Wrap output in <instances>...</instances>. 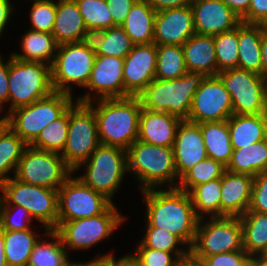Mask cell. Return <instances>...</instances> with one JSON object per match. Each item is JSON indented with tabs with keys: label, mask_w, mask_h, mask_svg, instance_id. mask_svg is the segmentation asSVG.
<instances>
[{
	"label": "cell",
	"mask_w": 267,
	"mask_h": 266,
	"mask_svg": "<svg viewBox=\"0 0 267 266\" xmlns=\"http://www.w3.org/2000/svg\"><path fill=\"white\" fill-rule=\"evenodd\" d=\"M87 103L94 111L97 120L100 144L119 147L124 150L137 140L141 102L138 96L97 99Z\"/></svg>",
	"instance_id": "2"
},
{
	"label": "cell",
	"mask_w": 267,
	"mask_h": 266,
	"mask_svg": "<svg viewBox=\"0 0 267 266\" xmlns=\"http://www.w3.org/2000/svg\"><path fill=\"white\" fill-rule=\"evenodd\" d=\"M221 178L193 187L188 193L199 219L221 217ZM204 214V215H203Z\"/></svg>",
	"instance_id": "35"
},
{
	"label": "cell",
	"mask_w": 267,
	"mask_h": 266,
	"mask_svg": "<svg viewBox=\"0 0 267 266\" xmlns=\"http://www.w3.org/2000/svg\"><path fill=\"white\" fill-rule=\"evenodd\" d=\"M264 116H265V119L267 120V91H266V96H265V110H264Z\"/></svg>",
	"instance_id": "62"
},
{
	"label": "cell",
	"mask_w": 267,
	"mask_h": 266,
	"mask_svg": "<svg viewBox=\"0 0 267 266\" xmlns=\"http://www.w3.org/2000/svg\"><path fill=\"white\" fill-rule=\"evenodd\" d=\"M5 256L8 266H27L35 244L39 241L38 233L30 230L3 231Z\"/></svg>",
	"instance_id": "36"
},
{
	"label": "cell",
	"mask_w": 267,
	"mask_h": 266,
	"mask_svg": "<svg viewBox=\"0 0 267 266\" xmlns=\"http://www.w3.org/2000/svg\"><path fill=\"white\" fill-rule=\"evenodd\" d=\"M147 208V222L176 235L188 249L192 246L199 218L188 192L177 188L141 191Z\"/></svg>",
	"instance_id": "1"
},
{
	"label": "cell",
	"mask_w": 267,
	"mask_h": 266,
	"mask_svg": "<svg viewBox=\"0 0 267 266\" xmlns=\"http://www.w3.org/2000/svg\"><path fill=\"white\" fill-rule=\"evenodd\" d=\"M204 219H199L195 239L189 249L194 257L203 260L215 254L244 251L239 217H214L205 224L202 223Z\"/></svg>",
	"instance_id": "11"
},
{
	"label": "cell",
	"mask_w": 267,
	"mask_h": 266,
	"mask_svg": "<svg viewBox=\"0 0 267 266\" xmlns=\"http://www.w3.org/2000/svg\"><path fill=\"white\" fill-rule=\"evenodd\" d=\"M187 73L182 46L157 45L156 79L170 80Z\"/></svg>",
	"instance_id": "38"
},
{
	"label": "cell",
	"mask_w": 267,
	"mask_h": 266,
	"mask_svg": "<svg viewBox=\"0 0 267 266\" xmlns=\"http://www.w3.org/2000/svg\"><path fill=\"white\" fill-rule=\"evenodd\" d=\"M9 110L30 105L54 92L51 65L42 62L9 59Z\"/></svg>",
	"instance_id": "5"
},
{
	"label": "cell",
	"mask_w": 267,
	"mask_h": 266,
	"mask_svg": "<svg viewBox=\"0 0 267 266\" xmlns=\"http://www.w3.org/2000/svg\"><path fill=\"white\" fill-rule=\"evenodd\" d=\"M52 35L58 45L89 40L90 32L85 26L75 0L56 1V15Z\"/></svg>",
	"instance_id": "24"
},
{
	"label": "cell",
	"mask_w": 267,
	"mask_h": 266,
	"mask_svg": "<svg viewBox=\"0 0 267 266\" xmlns=\"http://www.w3.org/2000/svg\"><path fill=\"white\" fill-rule=\"evenodd\" d=\"M68 266H96V260L95 259H92L91 261H89V262H85V263H83V262H73V260H72V262L68 265Z\"/></svg>",
	"instance_id": "60"
},
{
	"label": "cell",
	"mask_w": 267,
	"mask_h": 266,
	"mask_svg": "<svg viewBox=\"0 0 267 266\" xmlns=\"http://www.w3.org/2000/svg\"><path fill=\"white\" fill-rule=\"evenodd\" d=\"M0 266H8L5 256V243L3 230L0 229Z\"/></svg>",
	"instance_id": "58"
},
{
	"label": "cell",
	"mask_w": 267,
	"mask_h": 266,
	"mask_svg": "<svg viewBox=\"0 0 267 266\" xmlns=\"http://www.w3.org/2000/svg\"><path fill=\"white\" fill-rule=\"evenodd\" d=\"M0 54V110L3 111V104L8 102L9 88H8V75H9V60L4 63Z\"/></svg>",
	"instance_id": "52"
},
{
	"label": "cell",
	"mask_w": 267,
	"mask_h": 266,
	"mask_svg": "<svg viewBox=\"0 0 267 266\" xmlns=\"http://www.w3.org/2000/svg\"><path fill=\"white\" fill-rule=\"evenodd\" d=\"M81 166H86V171L78 178L113 203L112 197L128 172L127 151L119 147L99 144L91 156L73 172L75 173Z\"/></svg>",
	"instance_id": "7"
},
{
	"label": "cell",
	"mask_w": 267,
	"mask_h": 266,
	"mask_svg": "<svg viewBox=\"0 0 267 266\" xmlns=\"http://www.w3.org/2000/svg\"><path fill=\"white\" fill-rule=\"evenodd\" d=\"M261 60V77L267 82V28L262 32Z\"/></svg>",
	"instance_id": "56"
},
{
	"label": "cell",
	"mask_w": 267,
	"mask_h": 266,
	"mask_svg": "<svg viewBox=\"0 0 267 266\" xmlns=\"http://www.w3.org/2000/svg\"><path fill=\"white\" fill-rule=\"evenodd\" d=\"M72 173L60 153L27 145L13 177L27 184L58 190Z\"/></svg>",
	"instance_id": "10"
},
{
	"label": "cell",
	"mask_w": 267,
	"mask_h": 266,
	"mask_svg": "<svg viewBox=\"0 0 267 266\" xmlns=\"http://www.w3.org/2000/svg\"><path fill=\"white\" fill-rule=\"evenodd\" d=\"M217 76L230 94L233 114H264L267 82L261 75L234 68L218 72Z\"/></svg>",
	"instance_id": "14"
},
{
	"label": "cell",
	"mask_w": 267,
	"mask_h": 266,
	"mask_svg": "<svg viewBox=\"0 0 267 266\" xmlns=\"http://www.w3.org/2000/svg\"><path fill=\"white\" fill-rule=\"evenodd\" d=\"M112 202L72 175L58 189V226L102 214Z\"/></svg>",
	"instance_id": "15"
},
{
	"label": "cell",
	"mask_w": 267,
	"mask_h": 266,
	"mask_svg": "<svg viewBox=\"0 0 267 266\" xmlns=\"http://www.w3.org/2000/svg\"><path fill=\"white\" fill-rule=\"evenodd\" d=\"M135 253L130 254L139 266H175L177 260L189 252H165L137 244Z\"/></svg>",
	"instance_id": "44"
},
{
	"label": "cell",
	"mask_w": 267,
	"mask_h": 266,
	"mask_svg": "<svg viewBox=\"0 0 267 266\" xmlns=\"http://www.w3.org/2000/svg\"><path fill=\"white\" fill-rule=\"evenodd\" d=\"M99 144L93 109L87 103L73 102L69 107L67 141L60 155L74 171L91 156Z\"/></svg>",
	"instance_id": "12"
},
{
	"label": "cell",
	"mask_w": 267,
	"mask_h": 266,
	"mask_svg": "<svg viewBox=\"0 0 267 266\" xmlns=\"http://www.w3.org/2000/svg\"><path fill=\"white\" fill-rule=\"evenodd\" d=\"M250 256L245 251H231L205 257V266H248Z\"/></svg>",
	"instance_id": "48"
},
{
	"label": "cell",
	"mask_w": 267,
	"mask_h": 266,
	"mask_svg": "<svg viewBox=\"0 0 267 266\" xmlns=\"http://www.w3.org/2000/svg\"><path fill=\"white\" fill-rule=\"evenodd\" d=\"M200 129L207 156L227 167L233 153L228 121L203 122Z\"/></svg>",
	"instance_id": "29"
},
{
	"label": "cell",
	"mask_w": 267,
	"mask_h": 266,
	"mask_svg": "<svg viewBox=\"0 0 267 266\" xmlns=\"http://www.w3.org/2000/svg\"><path fill=\"white\" fill-rule=\"evenodd\" d=\"M259 256L262 257L263 259L267 260V246Z\"/></svg>",
	"instance_id": "61"
},
{
	"label": "cell",
	"mask_w": 267,
	"mask_h": 266,
	"mask_svg": "<svg viewBox=\"0 0 267 266\" xmlns=\"http://www.w3.org/2000/svg\"><path fill=\"white\" fill-rule=\"evenodd\" d=\"M172 149L178 179H180L195 164L208 157L200 124L182 120Z\"/></svg>",
	"instance_id": "21"
},
{
	"label": "cell",
	"mask_w": 267,
	"mask_h": 266,
	"mask_svg": "<svg viewBox=\"0 0 267 266\" xmlns=\"http://www.w3.org/2000/svg\"><path fill=\"white\" fill-rule=\"evenodd\" d=\"M217 73L238 68V26L214 36Z\"/></svg>",
	"instance_id": "42"
},
{
	"label": "cell",
	"mask_w": 267,
	"mask_h": 266,
	"mask_svg": "<svg viewBox=\"0 0 267 266\" xmlns=\"http://www.w3.org/2000/svg\"><path fill=\"white\" fill-rule=\"evenodd\" d=\"M21 47L23 54L15 52L11 54L15 59L52 65L58 44L52 33L29 29L22 36Z\"/></svg>",
	"instance_id": "30"
},
{
	"label": "cell",
	"mask_w": 267,
	"mask_h": 266,
	"mask_svg": "<svg viewBox=\"0 0 267 266\" xmlns=\"http://www.w3.org/2000/svg\"><path fill=\"white\" fill-rule=\"evenodd\" d=\"M56 0L33 2L30 12L31 30L52 33L56 15Z\"/></svg>",
	"instance_id": "45"
},
{
	"label": "cell",
	"mask_w": 267,
	"mask_h": 266,
	"mask_svg": "<svg viewBox=\"0 0 267 266\" xmlns=\"http://www.w3.org/2000/svg\"><path fill=\"white\" fill-rule=\"evenodd\" d=\"M90 34L114 27L109 4L103 0H75Z\"/></svg>",
	"instance_id": "40"
},
{
	"label": "cell",
	"mask_w": 267,
	"mask_h": 266,
	"mask_svg": "<svg viewBox=\"0 0 267 266\" xmlns=\"http://www.w3.org/2000/svg\"><path fill=\"white\" fill-rule=\"evenodd\" d=\"M27 144L0 118V183L8 180L7 174L16 170Z\"/></svg>",
	"instance_id": "33"
},
{
	"label": "cell",
	"mask_w": 267,
	"mask_h": 266,
	"mask_svg": "<svg viewBox=\"0 0 267 266\" xmlns=\"http://www.w3.org/2000/svg\"><path fill=\"white\" fill-rule=\"evenodd\" d=\"M264 25H238V68L261 75V41Z\"/></svg>",
	"instance_id": "26"
},
{
	"label": "cell",
	"mask_w": 267,
	"mask_h": 266,
	"mask_svg": "<svg viewBox=\"0 0 267 266\" xmlns=\"http://www.w3.org/2000/svg\"><path fill=\"white\" fill-rule=\"evenodd\" d=\"M175 266H205L203 261L194 257L190 252L177 260Z\"/></svg>",
	"instance_id": "57"
},
{
	"label": "cell",
	"mask_w": 267,
	"mask_h": 266,
	"mask_svg": "<svg viewBox=\"0 0 267 266\" xmlns=\"http://www.w3.org/2000/svg\"><path fill=\"white\" fill-rule=\"evenodd\" d=\"M195 34L215 36L236 28L240 18L222 0H192Z\"/></svg>",
	"instance_id": "20"
},
{
	"label": "cell",
	"mask_w": 267,
	"mask_h": 266,
	"mask_svg": "<svg viewBox=\"0 0 267 266\" xmlns=\"http://www.w3.org/2000/svg\"><path fill=\"white\" fill-rule=\"evenodd\" d=\"M226 170L255 177L267 170V138L241 149H233Z\"/></svg>",
	"instance_id": "31"
},
{
	"label": "cell",
	"mask_w": 267,
	"mask_h": 266,
	"mask_svg": "<svg viewBox=\"0 0 267 266\" xmlns=\"http://www.w3.org/2000/svg\"><path fill=\"white\" fill-rule=\"evenodd\" d=\"M156 13L145 0H137L134 3L121 25L134 45L153 43Z\"/></svg>",
	"instance_id": "28"
},
{
	"label": "cell",
	"mask_w": 267,
	"mask_h": 266,
	"mask_svg": "<svg viewBox=\"0 0 267 266\" xmlns=\"http://www.w3.org/2000/svg\"><path fill=\"white\" fill-rule=\"evenodd\" d=\"M233 115L228 90L218 76H208L193 96L188 120L193 123L227 120Z\"/></svg>",
	"instance_id": "16"
},
{
	"label": "cell",
	"mask_w": 267,
	"mask_h": 266,
	"mask_svg": "<svg viewBox=\"0 0 267 266\" xmlns=\"http://www.w3.org/2000/svg\"><path fill=\"white\" fill-rule=\"evenodd\" d=\"M227 121L233 149H241L267 138V120L264 114H233Z\"/></svg>",
	"instance_id": "27"
},
{
	"label": "cell",
	"mask_w": 267,
	"mask_h": 266,
	"mask_svg": "<svg viewBox=\"0 0 267 266\" xmlns=\"http://www.w3.org/2000/svg\"><path fill=\"white\" fill-rule=\"evenodd\" d=\"M0 190V205L24 207L46 230L58 227V190L27 184L14 177L1 182Z\"/></svg>",
	"instance_id": "9"
},
{
	"label": "cell",
	"mask_w": 267,
	"mask_h": 266,
	"mask_svg": "<svg viewBox=\"0 0 267 266\" xmlns=\"http://www.w3.org/2000/svg\"><path fill=\"white\" fill-rule=\"evenodd\" d=\"M182 47L187 71L217 76L214 36L194 34Z\"/></svg>",
	"instance_id": "25"
},
{
	"label": "cell",
	"mask_w": 267,
	"mask_h": 266,
	"mask_svg": "<svg viewBox=\"0 0 267 266\" xmlns=\"http://www.w3.org/2000/svg\"><path fill=\"white\" fill-rule=\"evenodd\" d=\"M31 1V0H30ZM33 2L45 1V0H32Z\"/></svg>",
	"instance_id": "63"
},
{
	"label": "cell",
	"mask_w": 267,
	"mask_h": 266,
	"mask_svg": "<svg viewBox=\"0 0 267 266\" xmlns=\"http://www.w3.org/2000/svg\"><path fill=\"white\" fill-rule=\"evenodd\" d=\"M51 65L54 91L73 95L72 84L86 87L94 67L96 53L92 41L58 45Z\"/></svg>",
	"instance_id": "8"
},
{
	"label": "cell",
	"mask_w": 267,
	"mask_h": 266,
	"mask_svg": "<svg viewBox=\"0 0 267 266\" xmlns=\"http://www.w3.org/2000/svg\"><path fill=\"white\" fill-rule=\"evenodd\" d=\"M146 234L140 243L147 248L162 250L165 252H189V249L179 248L178 245H185L176 235L166 229L152 227L147 222ZM187 251H186V250Z\"/></svg>",
	"instance_id": "43"
},
{
	"label": "cell",
	"mask_w": 267,
	"mask_h": 266,
	"mask_svg": "<svg viewBox=\"0 0 267 266\" xmlns=\"http://www.w3.org/2000/svg\"><path fill=\"white\" fill-rule=\"evenodd\" d=\"M226 167L212 158H205L203 161L195 164L180 179L177 189L189 192L193 187L221 178Z\"/></svg>",
	"instance_id": "41"
},
{
	"label": "cell",
	"mask_w": 267,
	"mask_h": 266,
	"mask_svg": "<svg viewBox=\"0 0 267 266\" xmlns=\"http://www.w3.org/2000/svg\"><path fill=\"white\" fill-rule=\"evenodd\" d=\"M117 211L112 203L102 214L62 222L54 231L60 236L66 250H87L112 235L125 220L126 217Z\"/></svg>",
	"instance_id": "13"
},
{
	"label": "cell",
	"mask_w": 267,
	"mask_h": 266,
	"mask_svg": "<svg viewBox=\"0 0 267 266\" xmlns=\"http://www.w3.org/2000/svg\"><path fill=\"white\" fill-rule=\"evenodd\" d=\"M240 20L246 24L267 26V0H250V7Z\"/></svg>",
	"instance_id": "49"
},
{
	"label": "cell",
	"mask_w": 267,
	"mask_h": 266,
	"mask_svg": "<svg viewBox=\"0 0 267 266\" xmlns=\"http://www.w3.org/2000/svg\"><path fill=\"white\" fill-rule=\"evenodd\" d=\"M243 229V248L251 257L260 255L267 246V214L245 212L239 217Z\"/></svg>",
	"instance_id": "34"
},
{
	"label": "cell",
	"mask_w": 267,
	"mask_h": 266,
	"mask_svg": "<svg viewBox=\"0 0 267 266\" xmlns=\"http://www.w3.org/2000/svg\"><path fill=\"white\" fill-rule=\"evenodd\" d=\"M127 163L128 172L140 181L141 191L158 189L167 184V188L178 186L179 179L172 147L156 146L136 140L127 150Z\"/></svg>",
	"instance_id": "4"
},
{
	"label": "cell",
	"mask_w": 267,
	"mask_h": 266,
	"mask_svg": "<svg viewBox=\"0 0 267 266\" xmlns=\"http://www.w3.org/2000/svg\"><path fill=\"white\" fill-rule=\"evenodd\" d=\"M181 121L166 112L142 108L137 140L156 146L172 147Z\"/></svg>",
	"instance_id": "23"
},
{
	"label": "cell",
	"mask_w": 267,
	"mask_h": 266,
	"mask_svg": "<svg viewBox=\"0 0 267 266\" xmlns=\"http://www.w3.org/2000/svg\"><path fill=\"white\" fill-rule=\"evenodd\" d=\"M97 56L125 58L134 44L121 26H114L91 35Z\"/></svg>",
	"instance_id": "32"
},
{
	"label": "cell",
	"mask_w": 267,
	"mask_h": 266,
	"mask_svg": "<svg viewBox=\"0 0 267 266\" xmlns=\"http://www.w3.org/2000/svg\"><path fill=\"white\" fill-rule=\"evenodd\" d=\"M205 72L187 71L182 77L170 80L154 79L138 95L142 108L166 112L180 120H188L193 96L204 83Z\"/></svg>",
	"instance_id": "3"
},
{
	"label": "cell",
	"mask_w": 267,
	"mask_h": 266,
	"mask_svg": "<svg viewBox=\"0 0 267 266\" xmlns=\"http://www.w3.org/2000/svg\"><path fill=\"white\" fill-rule=\"evenodd\" d=\"M44 236L53 241L41 240L35 244L27 266H68V252L63 246L60 236L54 230H47Z\"/></svg>",
	"instance_id": "37"
},
{
	"label": "cell",
	"mask_w": 267,
	"mask_h": 266,
	"mask_svg": "<svg viewBox=\"0 0 267 266\" xmlns=\"http://www.w3.org/2000/svg\"><path fill=\"white\" fill-rule=\"evenodd\" d=\"M156 12L189 6L192 0H145Z\"/></svg>",
	"instance_id": "53"
},
{
	"label": "cell",
	"mask_w": 267,
	"mask_h": 266,
	"mask_svg": "<svg viewBox=\"0 0 267 266\" xmlns=\"http://www.w3.org/2000/svg\"><path fill=\"white\" fill-rule=\"evenodd\" d=\"M240 19L247 13L250 0H222Z\"/></svg>",
	"instance_id": "55"
},
{
	"label": "cell",
	"mask_w": 267,
	"mask_h": 266,
	"mask_svg": "<svg viewBox=\"0 0 267 266\" xmlns=\"http://www.w3.org/2000/svg\"><path fill=\"white\" fill-rule=\"evenodd\" d=\"M124 58L112 56H96L90 79L86 85L88 93L78 97L76 102L89 103L94 99L89 90L94 91L96 99L123 98L125 89L123 82Z\"/></svg>",
	"instance_id": "17"
},
{
	"label": "cell",
	"mask_w": 267,
	"mask_h": 266,
	"mask_svg": "<svg viewBox=\"0 0 267 266\" xmlns=\"http://www.w3.org/2000/svg\"><path fill=\"white\" fill-rule=\"evenodd\" d=\"M137 0H108L114 26H121Z\"/></svg>",
	"instance_id": "50"
},
{
	"label": "cell",
	"mask_w": 267,
	"mask_h": 266,
	"mask_svg": "<svg viewBox=\"0 0 267 266\" xmlns=\"http://www.w3.org/2000/svg\"><path fill=\"white\" fill-rule=\"evenodd\" d=\"M72 97L54 91L30 105L10 111L4 116V121L27 145H31L43 128L55 121L71 106Z\"/></svg>",
	"instance_id": "6"
},
{
	"label": "cell",
	"mask_w": 267,
	"mask_h": 266,
	"mask_svg": "<svg viewBox=\"0 0 267 266\" xmlns=\"http://www.w3.org/2000/svg\"><path fill=\"white\" fill-rule=\"evenodd\" d=\"M248 266H267V260L263 259L259 255L251 256Z\"/></svg>",
	"instance_id": "59"
},
{
	"label": "cell",
	"mask_w": 267,
	"mask_h": 266,
	"mask_svg": "<svg viewBox=\"0 0 267 266\" xmlns=\"http://www.w3.org/2000/svg\"><path fill=\"white\" fill-rule=\"evenodd\" d=\"M157 45H134L124 58L123 82L125 97L138 96L155 79Z\"/></svg>",
	"instance_id": "18"
},
{
	"label": "cell",
	"mask_w": 267,
	"mask_h": 266,
	"mask_svg": "<svg viewBox=\"0 0 267 266\" xmlns=\"http://www.w3.org/2000/svg\"><path fill=\"white\" fill-rule=\"evenodd\" d=\"M14 6L11 5L10 0H0V37L7 23L10 21Z\"/></svg>",
	"instance_id": "54"
},
{
	"label": "cell",
	"mask_w": 267,
	"mask_h": 266,
	"mask_svg": "<svg viewBox=\"0 0 267 266\" xmlns=\"http://www.w3.org/2000/svg\"><path fill=\"white\" fill-rule=\"evenodd\" d=\"M69 128V108L55 121L47 125L32 147L56 153H61L65 147Z\"/></svg>",
	"instance_id": "39"
},
{
	"label": "cell",
	"mask_w": 267,
	"mask_h": 266,
	"mask_svg": "<svg viewBox=\"0 0 267 266\" xmlns=\"http://www.w3.org/2000/svg\"><path fill=\"white\" fill-rule=\"evenodd\" d=\"M194 34V19L190 5L156 13L154 44L182 46Z\"/></svg>",
	"instance_id": "19"
},
{
	"label": "cell",
	"mask_w": 267,
	"mask_h": 266,
	"mask_svg": "<svg viewBox=\"0 0 267 266\" xmlns=\"http://www.w3.org/2000/svg\"><path fill=\"white\" fill-rule=\"evenodd\" d=\"M254 177L225 170L221 177V217H240L248 211Z\"/></svg>",
	"instance_id": "22"
},
{
	"label": "cell",
	"mask_w": 267,
	"mask_h": 266,
	"mask_svg": "<svg viewBox=\"0 0 267 266\" xmlns=\"http://www.w3.org/2000/svg\"><path fill=\"white\" fill-rule=\"evenodd\" d=\"M31 220L33 218L29 211L22 206L0 205V229L3 231L30 230Z\"/></svg>",
	"instance_id": "46"
},
{
	"label": "cell",
	"mask_w": 267,
	"mask_h": 266,
	"mask_svg": "<svg viewBox=\"0 0 267 266\" xmlns=\"http://www.w3.org/2000/svg\"><path fill=\"white\" fill-rule=\"evenodd\" d=\"M95 258L96 266H139L136 260L129 254L116 260L113 253L103 254Z\"/></svg>",
	"instance_id": "51"
},
{
	"label": "cell",
	"mask_w": 267,
	"mask_h": 266,
	"mask_svg": "<svg viewBox=\"0 0 267 266\" xmlns=\"http://www.w3.org/2000/svg\"><path fill=\"white\" fill-rule=\"evenodd\" d=\"M247 212L267 214V170L254 177L251 201Z\"/></svg>",
	"instance_id": "47"
}]
</instances>
